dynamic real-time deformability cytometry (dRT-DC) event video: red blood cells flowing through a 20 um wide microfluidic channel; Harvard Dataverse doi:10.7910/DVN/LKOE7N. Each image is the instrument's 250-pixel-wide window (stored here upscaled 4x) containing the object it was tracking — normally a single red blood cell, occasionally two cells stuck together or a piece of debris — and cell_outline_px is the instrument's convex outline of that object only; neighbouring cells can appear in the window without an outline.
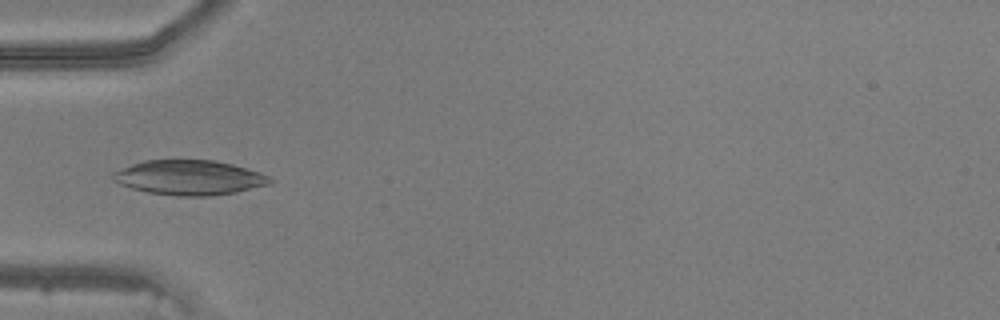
{"species": "common noctule bat (a hibernating species)", "species_latin": "Nyctalus noctula", "temperature_condition": "warm", "stored_images_in_passage": 47, "camera_frame_rate_fps": 3000, "um_per_image_px": 0.085, "animal": {"sex": "male", "body_mass_g": 20.5, "forearm_length_mm": 52.5}, "frame": {"image": 1, "passage_image": 15, "time_ms": 4.667, "image_size_px": [1000, 320], "cell_outline_px": [[272, 184], [236, 192], [208, 196], [176, 196], [148, 192], [132, 188], [120, 184], [112, 180], [112, 172], [132, 164], [144, 160], [216, 160], [232, 164], [260, 172], [268, 176], [272, 180]], "centroid_in_image_um": [16.09, 15.09], "position_along_channel_um": 68.9, "area_um2": 31.85}}
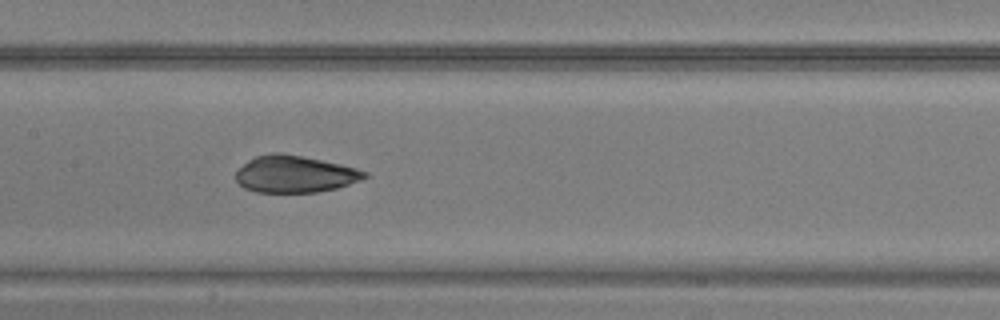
{"frame": {"image": 2, "passage_image": 23, "time_ms": 7.333, "image_size_px": [1000, 320], "cell_outline_px": [[368, 176], [360, 180], [336, 188], [316, 192], [256, 192], [244, 188], [236, 180], [236, 172], [248, 160], [256, 156], [272, 152], [280, 152], [340, 164], [356, 168], [368, 172]], "centroid_in_image_um": [25.05, 14.8], "position_along_channel_um": 182.4, "area_um2": 27.46}}
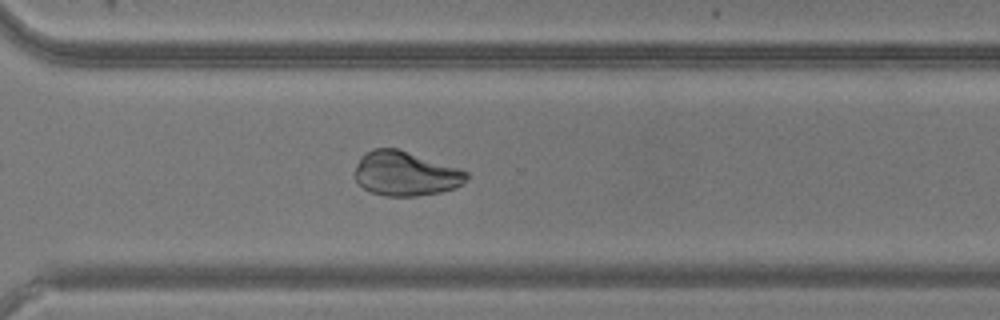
{"frame": {"image": 3, "passage_image": 34, "time_ms": 11.0, "image_size_px": [1000, 320], "cell_outline_px": [[468, 176], [456, 188], [440, 192], [416, 196], [388, 196], [368, 192], [356, 180], [356, 164], [360, 156], [364, 152], [372, 148], [396, 148], [460, 168], [468, 172]], "centroid_in_image_um": [34.44, 14.75], "position_along_channel_um": 336.2, "area_um2": 28.9}}